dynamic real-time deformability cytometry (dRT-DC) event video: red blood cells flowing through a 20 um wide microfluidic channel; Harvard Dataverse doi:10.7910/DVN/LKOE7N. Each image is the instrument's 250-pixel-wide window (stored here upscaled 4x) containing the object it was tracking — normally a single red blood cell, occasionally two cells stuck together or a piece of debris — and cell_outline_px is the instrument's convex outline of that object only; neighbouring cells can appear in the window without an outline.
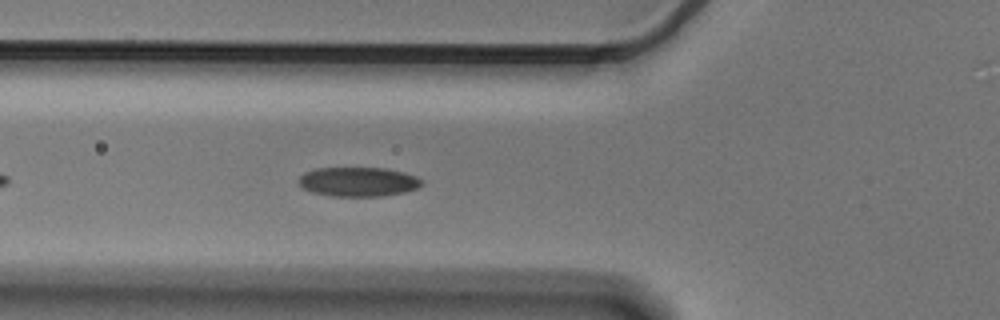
{"species": "Egyptian fruit bat (a non-hibernating species)", "species_latin": "Rousettus aegyptiacus", "temperature_condition": "cold", "stored_images_in_passage": 44, "camera_frame_rate_fps": 3000, "um_per_image_px": 0.085, "animal": {"sex": "male"}, "frame": {"image": 1, "passage_image": 7, "time_ms": 2.0, "image_size_px": [1000, 320], "cell_outline_px": [[424, 184], [420, 188], [404, 192], [384, 196], [332, 196], [312, 192], [300, 188], [296, 180], [304, 172], [316, 168], [384, 168], [404, 172], [416, 176], [424, 180]], "centroid_in_image_um": [30.45, 15.45], "position_along_channel_um": 95.4, "area_um2": 21.44}}
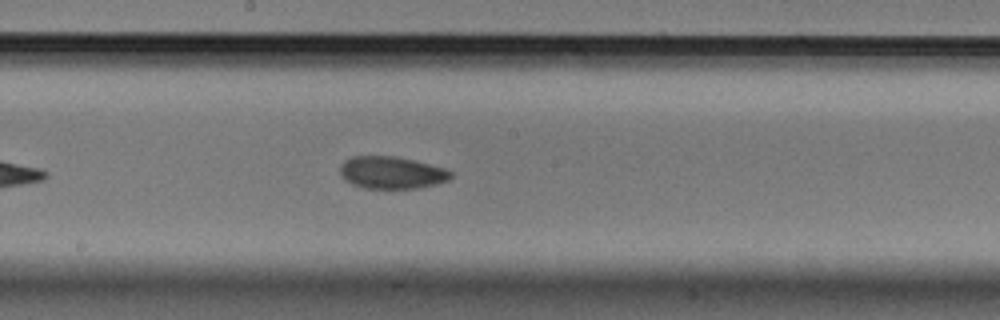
{"frame": {"image": 2, "passage_image": 17, "time_ms": 5.333, "image_size_px": [1000, 320], "cell_outline_px": [[452, 176], [448, 180], [436, 184], [420, 188], [364, 188], [352, 184], [344, 180], [340, 172], [340, 164], [344, 160], [352, 156], [396, 156], [444, 168], [452, 172]], "centroid_in_image_um": [33.26, 14.67], "position_along_channel_um": 214.9, "area_um2": 20.81}}
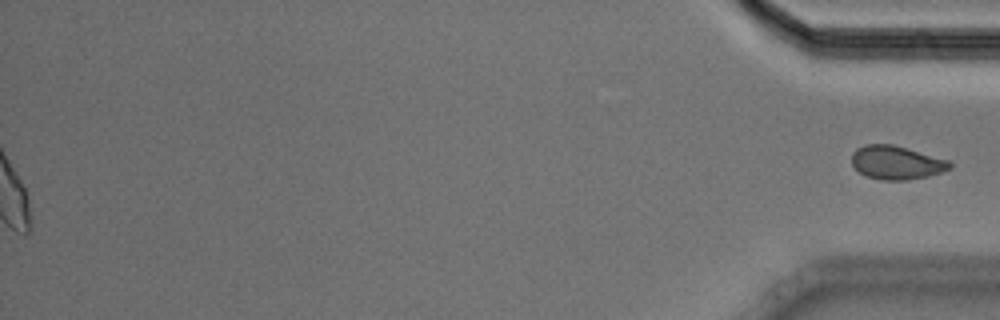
{"frame": {"image": 3, "passage_image": 44, "time_ms": 14.333, "image_size_px": [1000, 320], "cell_outline_px": [[952, 168], [928, 176], [908, 180], [880, 180], [864, 176], [852, 164], [852, 152], [856, 148], [864, 144], [892, 144], [948, 160], [952, 164]], "centroid_in_image_um": [76.16, 13.82], "position_along_channel_um": 359.0, "area_um2": 19.19}}